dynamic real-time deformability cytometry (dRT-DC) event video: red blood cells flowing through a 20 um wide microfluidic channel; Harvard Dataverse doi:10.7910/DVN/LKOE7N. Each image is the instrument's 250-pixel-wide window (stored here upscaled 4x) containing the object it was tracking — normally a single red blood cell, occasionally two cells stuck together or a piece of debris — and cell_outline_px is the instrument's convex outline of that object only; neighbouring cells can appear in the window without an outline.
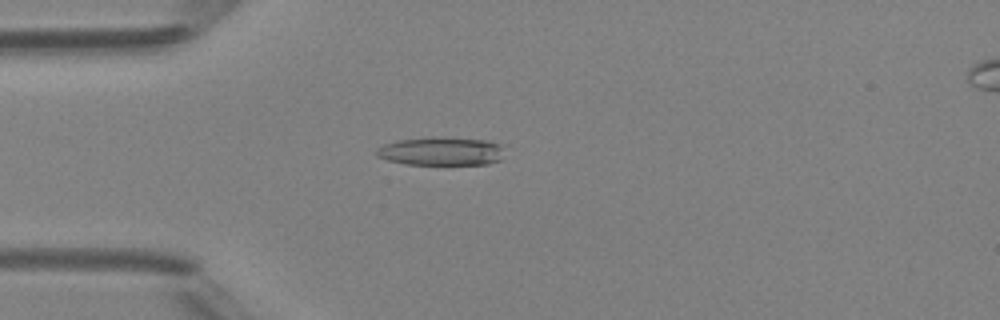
{"species": "Egyptian fruit bat (a non-hibernating species)", "species_latin": "Rousettus aegyptiacus", "temperature_condition": "room temperature", "stored_images_in_passage": 5, "camera_frame_rate_fps": 3000, "um_per_image_px": 0.085, "animal": {"sex": "female"}, "frame": {"image": 1, "passage_image": 5, "time_ms": 4.333, "image_size_px": [1000, 320], "cell_outline_px": [[504, 160], [488, 164], [404, 164], [388, 160], [376, 156], [376, 148], [384, 144], [396, 140], [488, 140], [504, 144]], "centroid_in_image_um": [37.58, 12.91], "position_along_channel_um": 47.4, "area_um2": 20.46}}